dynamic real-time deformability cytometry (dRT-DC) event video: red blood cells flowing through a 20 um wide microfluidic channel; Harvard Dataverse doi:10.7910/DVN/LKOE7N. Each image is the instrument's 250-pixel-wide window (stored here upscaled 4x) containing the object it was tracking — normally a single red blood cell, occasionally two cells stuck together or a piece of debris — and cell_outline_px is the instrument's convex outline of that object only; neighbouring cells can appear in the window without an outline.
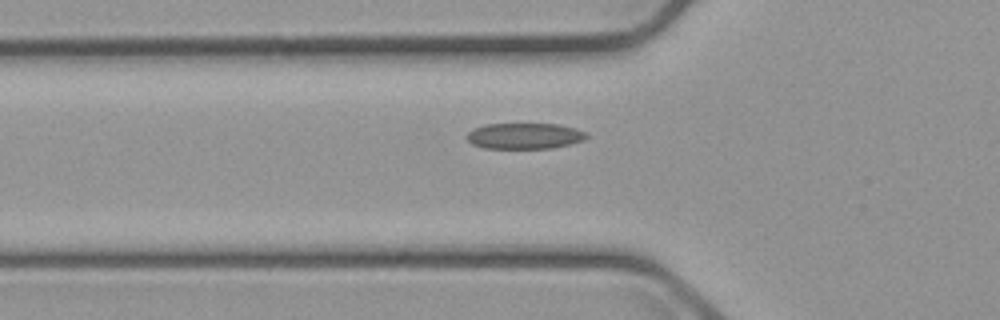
{"species": "common noctule bat (a hibernating species)", "species_latin": "Nyctalus noctula", "temperature_condition": "cold", "stored_images_in_passage": 6, "camera_frame_rate_fps": 3000, "um_per_image_px": 0.085, "animal": {"sex": "male", "body_mass_g": 23.1, "forearm_length_mm": 52.7}, "frame": {"image": 1, "passage_image": 6, "time_ms": 6.0, "image_size_px": [1000, 320], "cell_outline_px": [[588, 136], [584, 140], [552, 148], [484, 148], [472, 144], [464, 136], [472, 128], [484, 124], [560, 124], [576, 128], [588, 132]], "centroid_in_image_um": [44.57, 11.54], "position_along_channel_um": 81.2, "area_um2": 18.26}}